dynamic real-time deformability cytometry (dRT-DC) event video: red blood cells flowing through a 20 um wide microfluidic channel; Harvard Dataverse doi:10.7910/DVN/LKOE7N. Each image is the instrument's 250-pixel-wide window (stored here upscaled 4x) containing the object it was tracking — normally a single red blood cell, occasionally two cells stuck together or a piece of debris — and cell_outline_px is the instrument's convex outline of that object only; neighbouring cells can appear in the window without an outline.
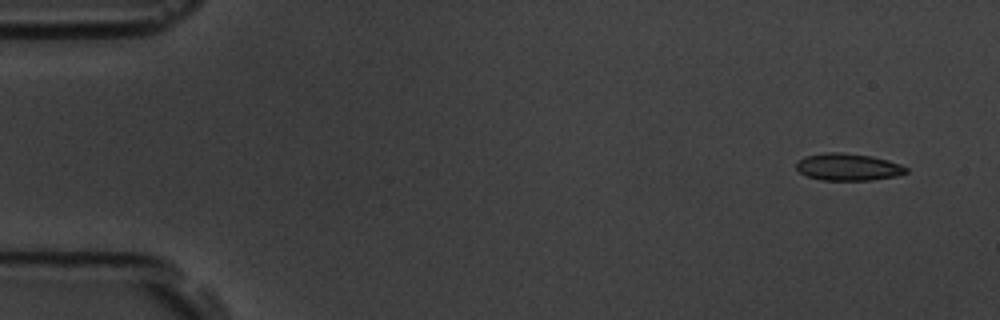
{"species": "common noctule bat (a hibernating species)", "species_latin": "Nyctalus noctula", "temperature_condition": "room temperature", "stored_images_in_passage": 4, "camera_frame_rate_fps": 3000, "um_per_image_px": 0.085, "animal": {"sex": "male", "body_mass_g": 19.5, "forearm_length_mm": 54.6}, "frame": {"image": 1, "passage_image": 1, "time_ms": 0.0, "image_size_px": [1000, 320], "cell_outline_px": [[908, 172], [896, 176], [872, 180], [820, 180], [808, 176], [800, 172], [796, 168], [796, 160], [804, 156], [824, 152], [844, 152], [872, 156], [888, 160], [900, 164], [908, 168]], "centroid_in_image_um": [72.07, 14.18], "position_along_channel_um": 12.9, "area_um2": 17.57}}
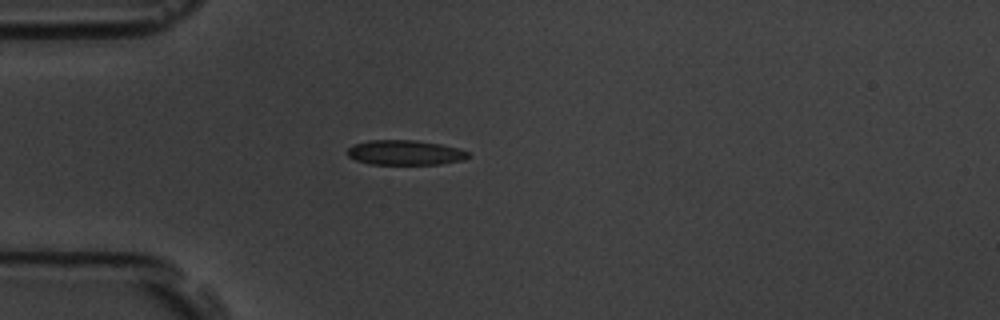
{"frame": {"image": 2, "passage_image": 4, "time_ms": 4.0, "image_size_px": [1000, 320], "cell_outline_px": [[472, 156], [464, 160], [440, 164], [368, 164], [356, 160], [348, 156], [348, 148], [356, 144], [368, 140], [416, 140], [440, 144], [460, 148], [468, 152]], "centroid_in_image_um": [34.48, 12.97], "position_along_channel_um": 50.5, "area_um2": 17.57}}